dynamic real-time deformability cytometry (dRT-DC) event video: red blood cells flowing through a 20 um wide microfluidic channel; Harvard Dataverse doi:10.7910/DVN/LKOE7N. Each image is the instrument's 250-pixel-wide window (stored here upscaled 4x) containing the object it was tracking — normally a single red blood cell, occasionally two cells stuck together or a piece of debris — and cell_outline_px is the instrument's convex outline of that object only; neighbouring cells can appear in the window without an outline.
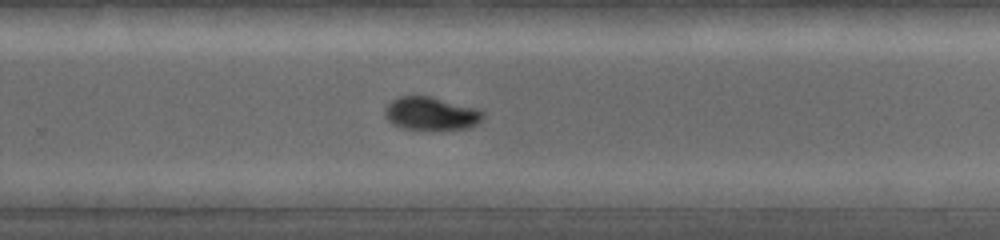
{"species": "common noctule bat (a hibernating species)", "species_latin": "Nyctalus noctula", "temperature_condition": "warm", "stored_images_in_passage": 32, "camera_frame_rate_fps": 5000, "um_per_image_px": 0.085, "animal": {"sex": "female", "body_mass_g": 19.0, "forearm_length_mm": 53.3}, "frame": {"image": 1, "passage_image": 23, "time_ms": 7.8, "image_size_px": [1000, 240], "cell_outline_px": [[484, 116], [476, 124], [468, 128], [400, 128], [392, 124], [384, 116], [384, 108], [392, 100], [400, 96], [428, 96], [476, 108], [484, 112]], "centroid_in_image_um": [36.59, 9.64], "position_along_channel_um": 293.2, "area_um2": 18.5}, "authors_computed_cell_mechanics": {"area_um2": 19.5075, "velocity_mm_per_s": 4.0656, "shape_relaxation_time_tau1_ms": 3.4359, "shape_relaxation_time_tau2_ms": 4.9063, "deformation_change_tau1": 0.1553, "deformation_change_tau2": 0.0492}}